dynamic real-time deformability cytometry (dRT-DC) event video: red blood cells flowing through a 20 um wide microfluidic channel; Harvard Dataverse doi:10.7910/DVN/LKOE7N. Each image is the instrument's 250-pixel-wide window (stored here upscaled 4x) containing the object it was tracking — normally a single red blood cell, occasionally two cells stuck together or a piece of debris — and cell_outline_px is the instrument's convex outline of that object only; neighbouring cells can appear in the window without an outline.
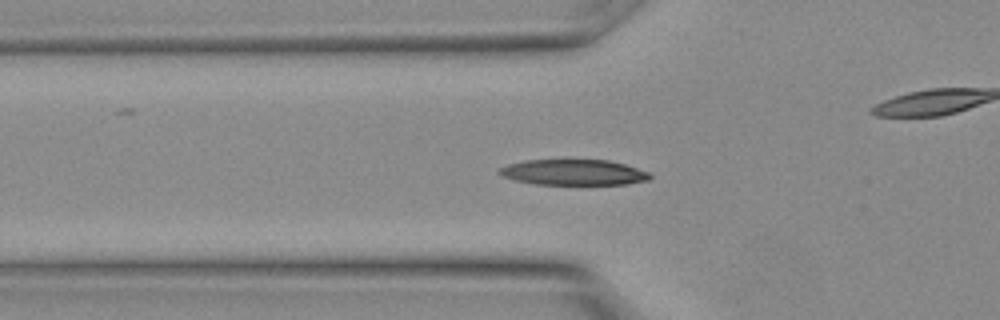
{"species": "Egyptian fruit bat (a non-hibernating species)", "species_latin": "Rousettus aegyptiacus", "temperature_condition": "warm", "stored_images_in_passage": 8, "segment_of_instrument_passage": [1, 2], "camera_frame_rate_fps": 3000, "um_per_image_px": 0.085, "animal": {"sex": "female"}, "frame": {"image": 1, "passage_image": 6, "time_ms": 1.667, "image_size_px": [1000, 320], "cell_outline_px": [[652, 176], [648, 180], [628, 184], [536, 184], [516, 180], [504, 176], [496, 172], [500, 168], [508, 164], [524, 160], [608, 160], [624, 164], [648, 172]], "centroid_in_image_um": [48.75, 14.64], "position_along_channel_um": 77.1, "area_um2": 22.31}}